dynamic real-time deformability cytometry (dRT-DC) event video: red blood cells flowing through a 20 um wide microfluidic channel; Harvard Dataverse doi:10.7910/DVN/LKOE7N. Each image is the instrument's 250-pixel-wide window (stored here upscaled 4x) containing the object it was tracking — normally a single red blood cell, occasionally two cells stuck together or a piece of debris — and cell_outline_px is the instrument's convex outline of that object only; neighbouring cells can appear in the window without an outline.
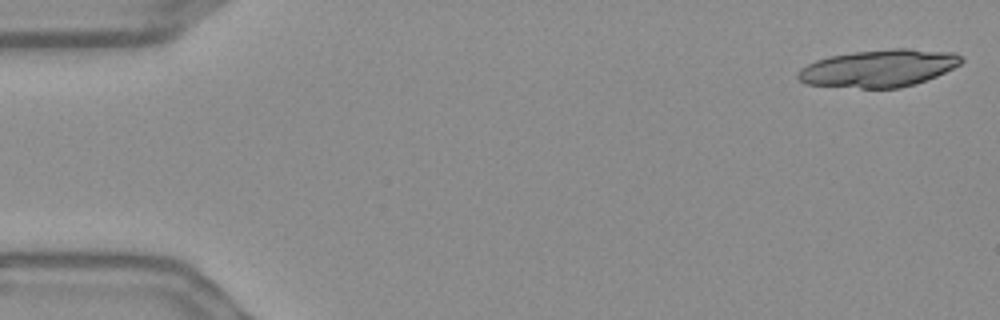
{"species": "Egyptian fruit bat (a non-hibernating species)", "species_latin": "Rousettus aegyptiacus", "temperature_condition": "warm", "stored_images_in_passage": 16, "camera_frame_rate_fps": 3000, "um_per_image_px": 0.085, "frame": {"image": 1, "passage_image": 1, "time_ms": 0.0, "image_size_px": [1000, 320], "cell_outline_px": [[964, 60], [960, 64], [936, 76], [900, 88], [860, 88], [804, 84], [796, 76], [796, 72], [800, 68], [816, 60], [828, 56], [852, 52], [892, 48], [908, 48], [956, 52], [964, 56]], "centroid_in_image_um": [74.7, 5.78], "position_along_channel_um": 10.3, "area_um2": 35.84}}